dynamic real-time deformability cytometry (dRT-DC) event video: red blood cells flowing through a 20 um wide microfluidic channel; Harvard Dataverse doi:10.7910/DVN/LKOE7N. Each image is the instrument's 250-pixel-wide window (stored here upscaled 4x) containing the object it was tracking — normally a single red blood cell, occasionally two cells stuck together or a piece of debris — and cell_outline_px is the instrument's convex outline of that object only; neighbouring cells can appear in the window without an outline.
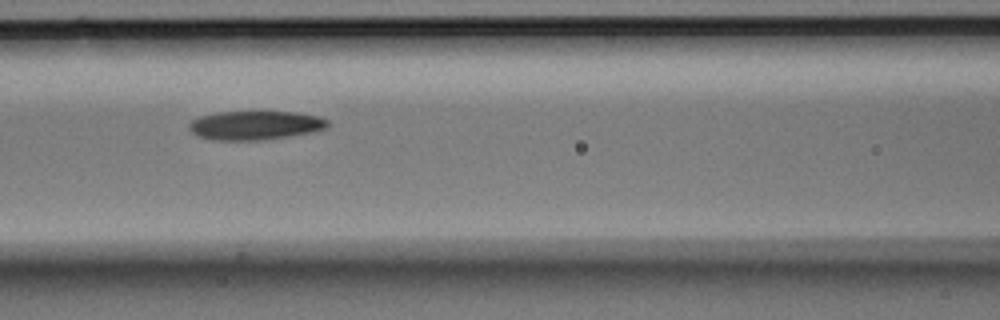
{"species": "Egyptian fruit bat (a non-hibernating species)", "species_latin": "Rousettus aegyptiacus", "temperature_condition": "room temperature", "stored_images_in_passage": 10, "camera_frame_rate_fps": 3000, "um_per_image_px": 0.085, "animal": {"sex": "male"}, "frame": {"image": 1, "passage_image": 6, "time_ms": 1.667, "image_size_px": [1000, 320], "cell_outline_px": [[328, 128], [312, 132], [292, 136], [264, 140], [212, 140], [200, 136], [192, 132], [188, 128], [188, 124], [192, 120], [200, 116], [216, 112], [300, 112], [320, 116], [328, 120]], "centroid_in_image_um": [21.73, 10.65], "position_along_channel_um": 144.9, "area_um2": 23.58}}
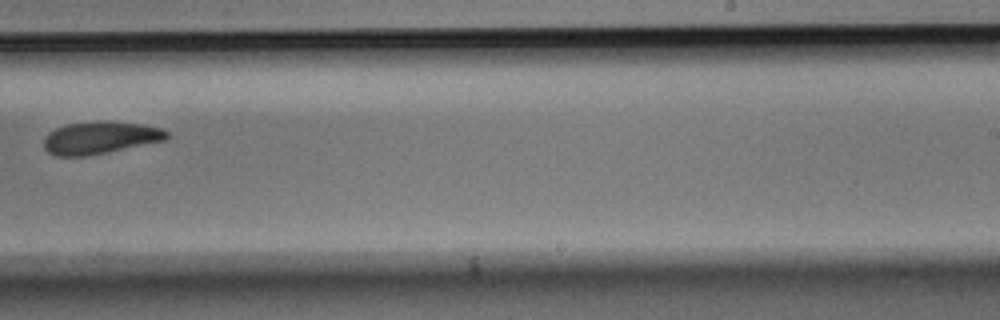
{"frame": {"image": 2, "passage_image": 9, "time_ms": 2.667, "image_size_px": [1000, 320], "cell_outline_px": [[168, 140], [88, 156], [56, 156], [48, 152], [44, 148], [44, 136], [48, 132], [64, 124], [140, 124], [160, 128], [168, 132]], "centroid_in_image_um": [8.48, 11.77], "position_along_channel_um": 280.5, "area_um2": 22.37}}
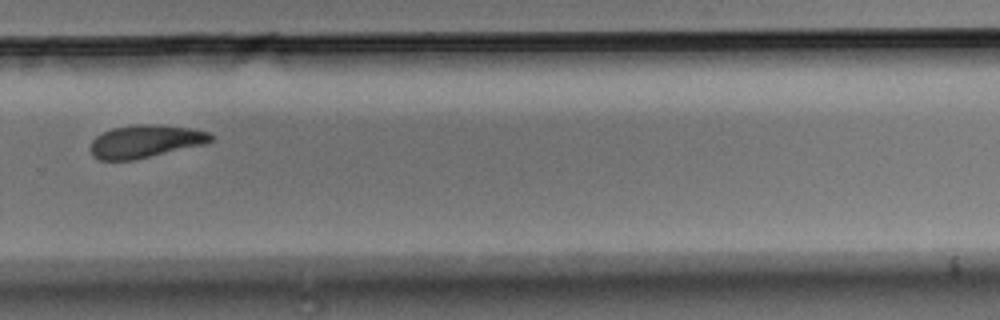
{"frame": {"image": 3, "passage_image": 10, "time_ms": 3.0, "image_size_px": [1000, 320], "cell_outline_px": [[212, 140], [204, 144], [132, 160], [100, 160], [92, 156], [88, 148], [92, 140], [96, 136], [112, 128], [136, 124], [160, 124], [192, 128], [208, 132], [212, 136]], "centroid_in_image_um": [12.3, 12.0], "position_along_channel_um": 317.5, "area_um2": 23.0}}